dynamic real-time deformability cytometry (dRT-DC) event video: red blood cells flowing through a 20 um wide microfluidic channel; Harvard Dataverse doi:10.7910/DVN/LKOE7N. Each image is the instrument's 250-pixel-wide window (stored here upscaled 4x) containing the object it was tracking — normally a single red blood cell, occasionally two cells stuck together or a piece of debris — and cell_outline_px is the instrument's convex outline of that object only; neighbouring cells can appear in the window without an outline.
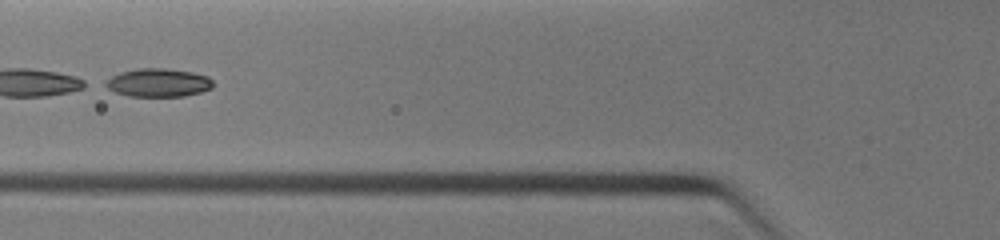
{"species": "common noctule bat (a hibernating species)", "species_latin": "Nyctalus noctula", "temperature_condition": "warm", "stored_images_in_passage": 6, "camera_frame_rate_fps": 3000, "um_per_image_px": 0.085, "animal": {"sex": "female", "body_mass_g": 19.0, "forearm_length_mm": 51.5}, "frame": {"image": 1, "passage_image": 6, "time_ms": 4.0, "image_size_px": [1000, 240], "cell_outline_px": [[212, 88], [200, 92], [184, 96], [128, 96], [116, 92], [100, 84], [112, 76], [120, 72], [136, 68], [164, 68], [192, 72], [208, 76], [212, 80]], "centroid_in_image_um": [13.42, 7.02], "position_along_channel_um": 112.4, "area_um2": 17.8}}